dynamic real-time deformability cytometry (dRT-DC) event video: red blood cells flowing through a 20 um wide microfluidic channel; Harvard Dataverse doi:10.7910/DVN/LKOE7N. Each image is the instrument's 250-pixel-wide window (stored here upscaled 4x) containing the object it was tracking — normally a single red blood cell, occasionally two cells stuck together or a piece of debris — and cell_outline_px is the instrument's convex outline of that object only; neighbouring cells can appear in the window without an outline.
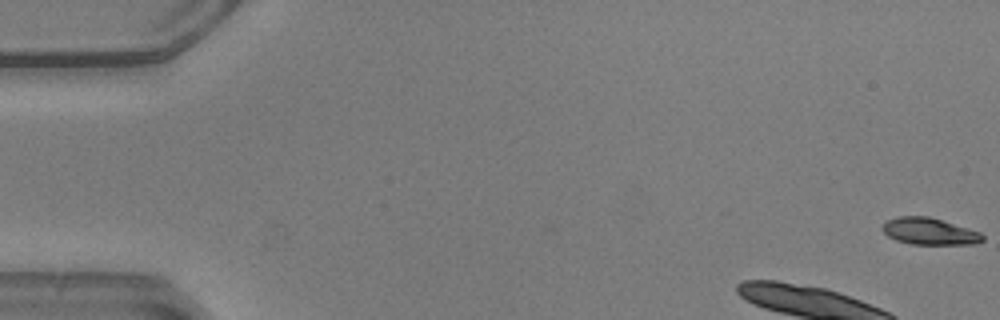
{"species": "common noctule bat (a hibernating species)", "species_latin": "Nyctalus noctula", "temperature_condition": "warm", "stored_images_in_passage": 13, "camera_frame_rate_fps": 3000, "um_per_image_px": 0.085, "animal": {"sex": "male", "body_mass_g": 20.5, "forearm_length_mm": 52.5}, "frame": {"image": 1, "passage_image": 1, "time_ms": 0.0, "image_size_px": [1000, 320], "cell_outline_px": [[984, 240], [976, 244], [912, 244], [896, 240], [888, 236], [880, 228], [888, 220], [896, 216], [928, 216], [980, 232], [984, 236]], "centroid_in_image_um": [78.99, 19.66], "position_along_channel_um": 6.0, "area_um2": 15.55}}